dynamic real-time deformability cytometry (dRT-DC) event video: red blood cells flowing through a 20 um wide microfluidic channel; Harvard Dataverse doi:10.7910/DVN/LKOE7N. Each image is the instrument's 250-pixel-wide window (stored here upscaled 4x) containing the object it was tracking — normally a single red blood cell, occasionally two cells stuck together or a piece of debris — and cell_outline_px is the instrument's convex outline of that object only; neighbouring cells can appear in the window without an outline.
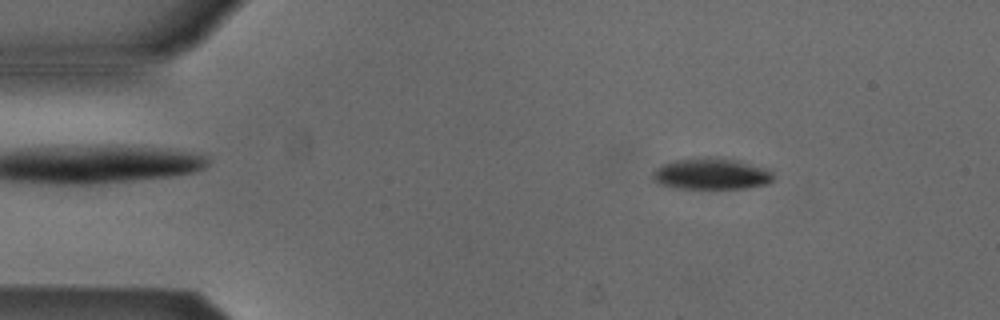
{"species": "Egyptian fruit bat (a non-hibernating species)", "species_latin": "Rousettus aegyptiacus", "temperature_condition": "cold", "stored_images_in_passage": 46, "camera_frame_rate_fps": 3000, "um_per_image_px": 0.085, "animal": {"sex": "male"}, "frame": {"image": 1, "passage_image": 8, "time_ms": 2.333, "image_size_px": [1000, 320], "cell_outline_px": [[776, 180], [768, 184], [748, 188], [672, 188], [660, 184], [652, 180], [652, 172], [660, 164], [676, 160], [740, 160], [768, 168], [772, 172]], "centroid_in_image_um": [60.51, 14.82], "position_along_channel_um": 24.5, "area_um2": 21.68}}
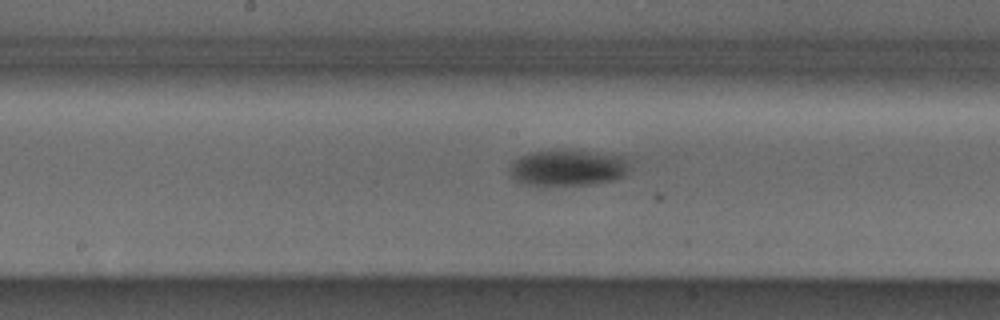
{"frame": {"image": 2, "passage_image": 27, "time_ms": 8.667, "image_size_px": [1000, 320], "cell_outline_px": [[628, 172], [624, 176], [612, 180], [592, 184], [548, 188], [520, 184], [512, 176], [512, 164], [520, 156], [532, 152], [556, 148], [560, 148], [624, 156], [628, 160]], "centroid_in_image_um": [48.25, 14.29], "position_along_channel_um": 199.9, "area_um2": 26.18}}
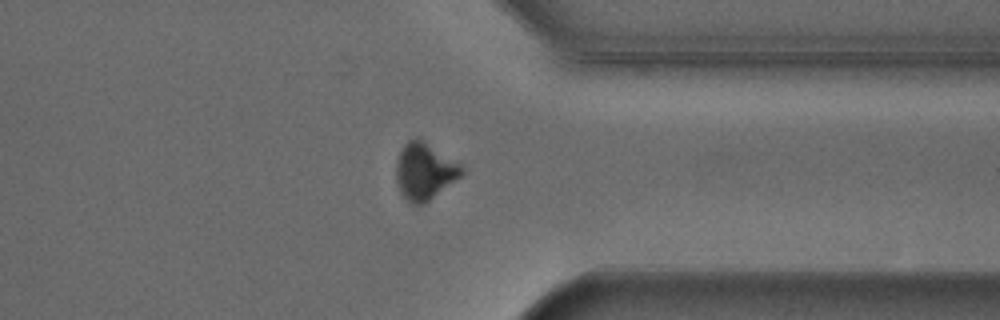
{"frame": {"image": 3, "passage_image": 41, "time_ms": 13.333, "image_size_px": [1000, 320], "cell_outline_px": [[464, 172], [460, 176], [424, 204], [408, 204], [400, 192], [396, 180], [396, 160], [400, 148], [408, 140], [416, 136], [460, 164], [464, 168]], "centroid_in_image_um": [36.03, 14.56], "position_along_channel_um": 375.4, "area_um2": 21.62}, "authors_computed_cell_mechanics": {"area_um2": 24.4205, "velocity_mm_per_s": 3.8601, "shape_relaxation_time_tau1_ms": 2.6639, "shape_relaxation_time_tau2_ms": null, "deformation_change_tau1": 0.0909, "deformation_change_tau2": null}}